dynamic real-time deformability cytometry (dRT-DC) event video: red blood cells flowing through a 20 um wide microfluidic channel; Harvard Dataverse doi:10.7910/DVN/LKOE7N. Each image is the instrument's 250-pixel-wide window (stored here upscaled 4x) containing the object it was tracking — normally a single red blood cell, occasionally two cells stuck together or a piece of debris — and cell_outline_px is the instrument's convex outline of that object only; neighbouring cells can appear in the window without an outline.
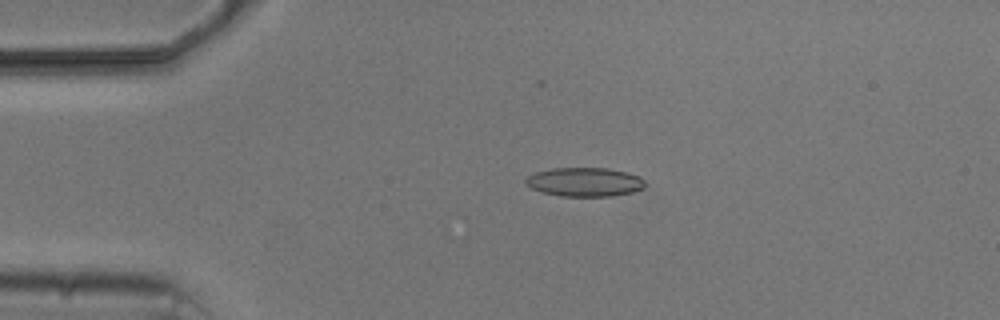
{"species": "common noctule bat (a hibernating species)", "species_latin": "Nyctalus noctula", "temperature_condition": "cold", "stored_images_in_passage": 5, "camera_frame_rate_fps": 3000, "um_per_image_px": 0.085, "animal": {"sex": "male", "body_mass_g": 20.5, "forearm_length_mm": 52.5}, "frame": {"image": 1, "passage_image": 4, "time_ms": 3.333, "image_size_px": [1000, 320], "cell_outline_px": [[644, 188], [632, 192], [612, 196], [560, 196], [544, 192], [532, 188], [524, 184], [524, 180], [528, 176], [536, 172], [552, 168], [608, 168], [628, 172], [640, 176], [644, 180]], "centroid_in_image_um": [49.7, 15.46], "position_along_channel_um": 35.3, "area_um2": 20.17}}